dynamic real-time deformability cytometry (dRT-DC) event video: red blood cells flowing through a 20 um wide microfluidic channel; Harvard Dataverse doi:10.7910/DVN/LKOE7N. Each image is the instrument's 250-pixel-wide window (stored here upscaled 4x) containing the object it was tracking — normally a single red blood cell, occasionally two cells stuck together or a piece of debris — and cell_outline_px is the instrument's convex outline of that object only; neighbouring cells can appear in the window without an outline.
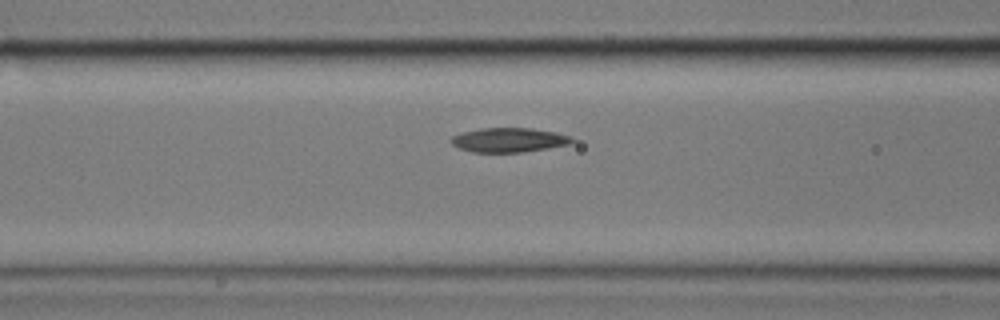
{"species": "common noctule bat (a hibernating species)", "species_latin": "Nyctalus noctula", "temperature_condition": "cold", "stored_images_in_passage": 18, "camera_frame_rate_fps": 3000, "um_per_image_px": 0.085, "animal": {"sex": "male", "body_mass_g": 17.9}, "frame": {"image": 1, "passage_image": 16, "time_ms": 5.0, "image_size_px": [1000, 320], "cell_outline_px": [[576, 140], [568, 144], [548, 148], [520, 152], [472, 152], [460, 148], [452, 144], [448, 140], [452, 136], [464, 132], [480, 128], [532, 128], [556, 132], [572, 136]], "centroid_in_image_um": [43.27, 11.89], "position_along_channel_um": 123.3, "area_um2": 17.17}}